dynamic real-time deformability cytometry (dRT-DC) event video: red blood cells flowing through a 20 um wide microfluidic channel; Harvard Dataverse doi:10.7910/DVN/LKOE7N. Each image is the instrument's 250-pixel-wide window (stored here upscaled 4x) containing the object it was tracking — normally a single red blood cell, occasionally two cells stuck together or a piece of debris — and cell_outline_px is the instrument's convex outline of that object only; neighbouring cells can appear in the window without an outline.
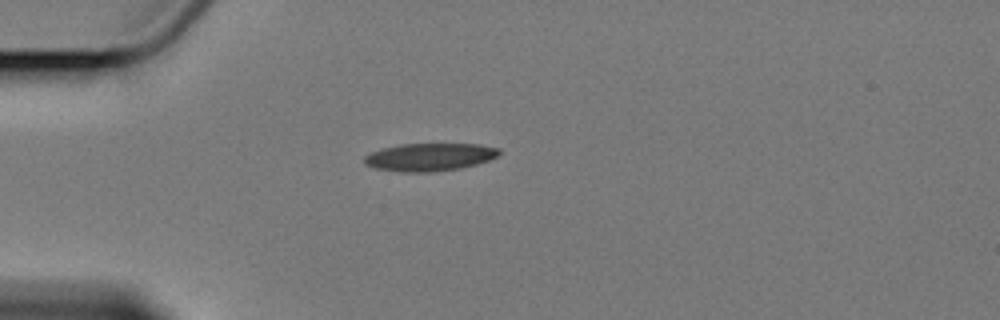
{"species": "Egyptian fruit bat (a non-hibernating species)", "species_latin": "Rousettus aegyptiacus", "temperature_condition": "cold", "stored_images_in_passage": 5, "camera_frame_rate_fps": 3000, "um_per_image_px": 0.085, "animal": {"sex": "female"}, "frame": {"image": 1, "passage_image": 1, "time_ms": 0.0, "image_size_px": [1000, 320], "cell_outline_px": [[500, 152], [496, 156], [488, 160], [476, 164], [460, 168], [432, 172], [400, 172], [372, 168], [364, 164], [364, 156], [372, 152], [384, 148], [404, 144], [480, 144], [500, 148]], "centroid_in_image_um": [36.5, 13.35], "position_along_channel_um": 48.5, "area_um2": 21.79}}
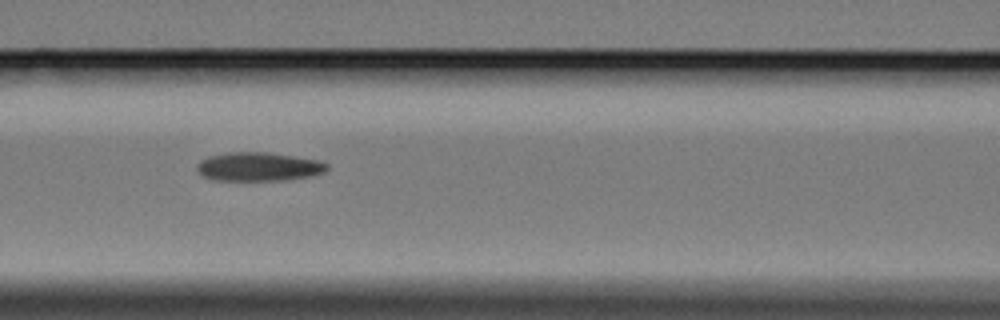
{"frame": {"image": 2, "passage_image": 4, "time_ms": 3.333, "image_size_px": [1000, 320], "cell_outline_px": [[328, 168], [324, 172], [312, 176], [288, 180], [212, 180], [200, 176], [196, 168], [196, 164], [200, 160], [208, 156], [228, 152], [268, 152], [316, 160], [328, 164]], "centroid_in_image_um": [21.92, 14.17], "position_along_channel_um": 144.7, "area_um2": 21.96}}
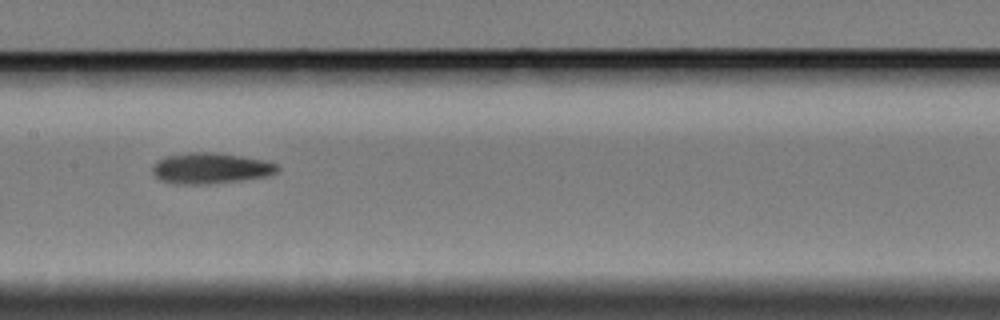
{"frame": {"image": 3, "passage_image": 5, "time_ms": 4.667, "image_size_px": [1000, 320], "cell_outline_px": [[280, 168], [276, 172], [268, 176], [240, 180], [208, 184], [172, 184], [160, 180], [152, 172], [152, 168], [156, 160], [168, 156], [188, 152], [216, 152], [268, 160], [276, 164]], "centroid_in_image_um": [17.9, 14.3], "position_along_channel_um": 189.5, "area_um2": 22.66}}